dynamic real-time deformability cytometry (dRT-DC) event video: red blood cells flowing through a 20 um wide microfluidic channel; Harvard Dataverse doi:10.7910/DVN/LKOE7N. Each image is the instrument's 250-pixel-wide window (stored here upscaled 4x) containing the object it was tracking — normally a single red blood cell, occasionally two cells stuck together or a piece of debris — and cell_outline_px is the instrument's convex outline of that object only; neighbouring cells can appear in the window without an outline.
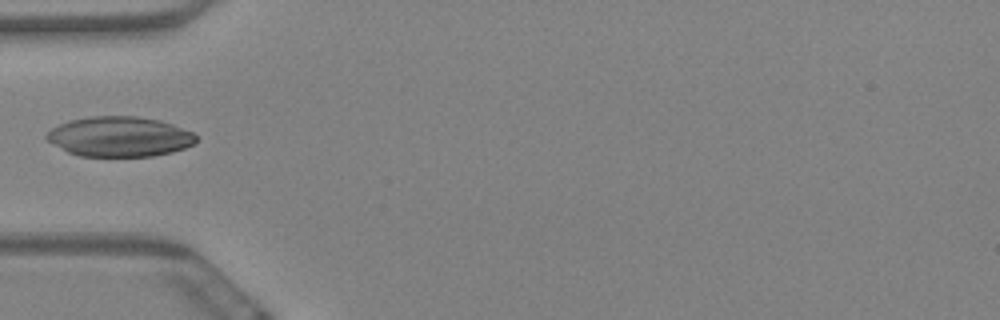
{"species": "Egyptian fruit bat (a non-hibernating species)", "species_latin": "Rousettus aegyptiacus", "temperature_condition": "warm", "stored_images_in_passage": 31, "camera_frame_rate_fps": 3000, "um_per_image_px": 0.085, "animal": {"sex": "female"}, "frame": {"image": 1, "passage_image": 1, "time_ms": 0.0, "image_size_px": [1000, 320], "cell_outline_px": [[196, 144], [172, 152], [152, 156], [80, 156], [68, 152], [48, 140], [44, 136], [52, 128], [68, 120], [88, 116], [136, 116], [160, 120], [172, 124], [192, 132], [196, 136]], "centroid_in_image_um": [10.17, 11.61], "position_along_channel_um": 74.8, "area_um2": 34.85}}
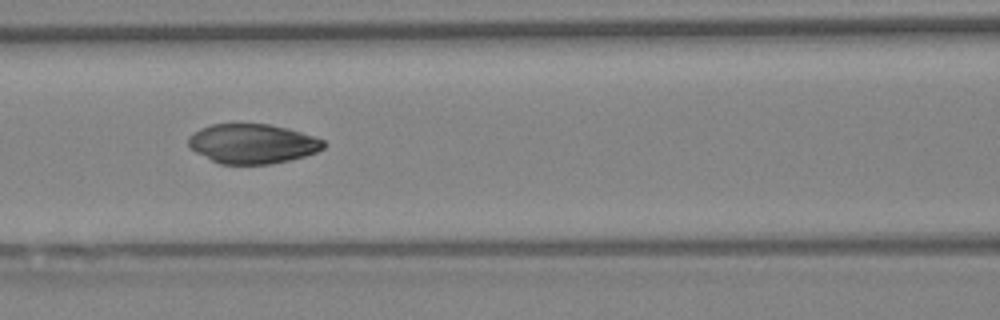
{"frame": {"image": 2, "passage_image": 7, "time_ms": 2.0, "image_size_px": [1000, 320], "cell_outline_px": [[324, 148], [316, 152], [304, 156], [272, 164], [220, 164], [188, 148], [188, 136], [192, 132], [200, 128], [212, 124], [268, 124], [288, 128], [324, 140]], "centroid_in_image_um": [21.42, 12.21], "position_along_channel_um": 145.2, "area_um2": 31.15}}
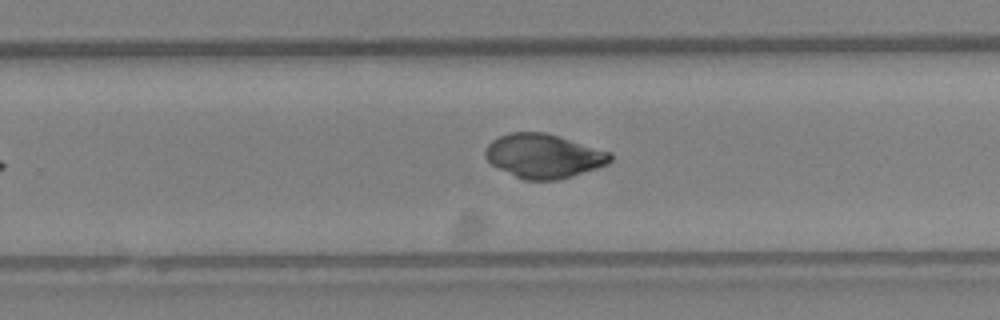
{"frame": {"image": 3, "passage_image": 19, "time_ms": 6.0, "image_size_px": [1000, 320], "cell_outline_px": [[612, 160], [608, 164], [572, 176], [556, 180], [524, 180], [492, 164], [484, 156], [484, 152], [488, 144], [492, 140], [500, 136], [512, 132], [544, 132], [560, 136], [612, 152]], "centroid_in_image_um": [46.24, 13.25], "position_along_channel_um": 283.6, "area_um2": 32.02}}